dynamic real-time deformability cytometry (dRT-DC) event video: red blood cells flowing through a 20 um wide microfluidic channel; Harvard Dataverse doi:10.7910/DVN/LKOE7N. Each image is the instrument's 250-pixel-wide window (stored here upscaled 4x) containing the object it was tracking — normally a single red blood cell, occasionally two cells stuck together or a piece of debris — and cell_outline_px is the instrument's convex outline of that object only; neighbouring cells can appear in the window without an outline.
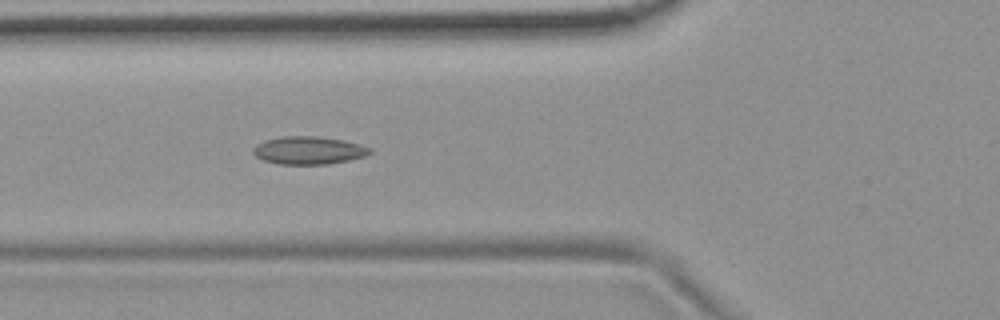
{"species": "common noctule bat (a hibernating species)", "species_latin": "Nyctalus noctula", "temperature_condition": "room temperature", "stored_images_in_passage": 43, "camera_frame_rate_fps": 3000, "um_per_image_px": 0.085, "animal": {"sex": "female", "body_mass_g": 19.9}, "frame": {"image": 1, "passage_image": 9, "time_ms": 2.667, "image_size_px": [1000, 320], "cell_outline_px": [[372, 152], [364, 156], [348, 160], [328, 164], [280, 164], [264, 160], [256, 156], [252, 152], [252, 148], [256, 144], [264, 140], [284, 136], [316, 136], [344, 140], [360, 144], [372, 148]], "centroid_in_image_um": [26.23, 12.77], "position_along_channel_um": 99.6, "area_um2": 18.96}}
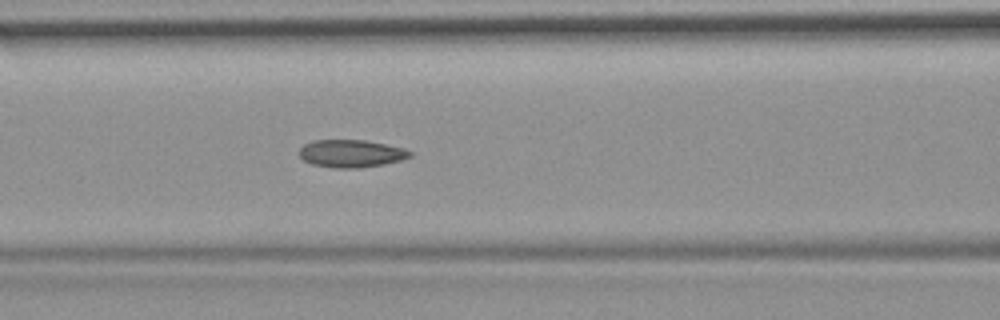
{"frame": {"image": 2, "passage_image": 12, "time_ms": 3.667, "image_size_px": [1000, 320], "cell_outline_px": [[412, 156], [400, 160], [384, 164], [360, 168], [332, 168], [312, 164], [304, 160], [300, 156], [300, 148], [304, 144], [312, 140], [364, 140], [404, 148], [412, 152]], "centroid_in_image_um": [29.84, 13.05], "position_along_channel_um": 136.8, "area_um2": 17.8}}
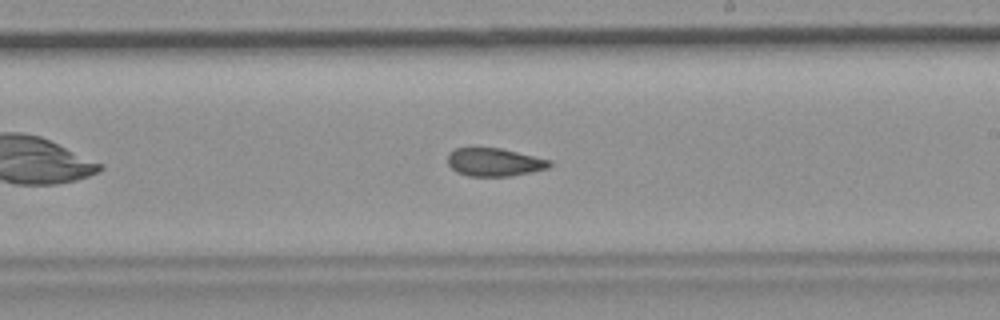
{"frame": {"image": 3, "passage_image": 21, "time_ms": 6.667, "image_size_px": [1000, 320], "cell_outline_px": [[552, 164], [548, 168], [512, 176], [468, 176], [456, 172], [448, 164], [448, 152], [456, 148], [500, 148], [552, 160]], "centroid_in_image_um": [42.02, 13.79], "position_along_channel_um": 247.0, "area_um2": 16.7}, "authors_computed_cell_mechanics": {"area_um2": 17.629, "velocity_mm_per_s": 3.6944, "shape_relaxation_time_tau1_ms": null, "shape_relaxation_time_tau2_ms": 3.0325, "deformation_change_tau1": null, "deformation_change_tau2": 0.1007}}